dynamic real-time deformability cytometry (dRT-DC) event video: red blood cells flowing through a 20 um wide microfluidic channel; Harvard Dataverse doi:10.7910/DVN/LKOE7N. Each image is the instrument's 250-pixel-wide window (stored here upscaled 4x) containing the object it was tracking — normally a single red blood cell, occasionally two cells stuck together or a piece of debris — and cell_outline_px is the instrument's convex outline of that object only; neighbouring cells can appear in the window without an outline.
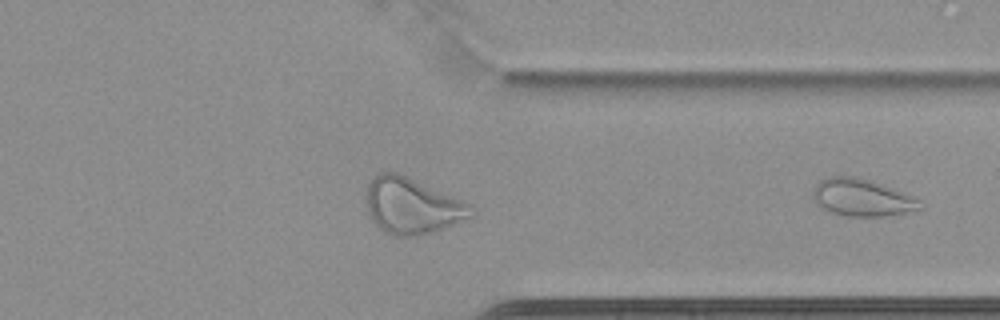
{"species": "common noctule bat (a hibernating species)", "species_latin": "Nyctalus noctula", "temperature_condition": "cold", "stored_images_in_passage": 45, "camera_frame_rate_fps": 3000, "um_per_image_px": 0.085, "animal": {"sex": "female", "body_mass_g": 22.7, "forearm_length_mm": 54.2}, "frame": {"image": 1, "passage_image": 45, "time_ms": 14.667, "image_size_px": [1000, 320], "cell_outline_px": [[920, 208], [904, 212], [884, 216], [848, 216], [832, 212], [820, 208], [812, 200], [812, 192], [816, 184], [824, 176], [856, 176], [916, 196]], "centroid_in_image_um": [73.17, 16.78], "position_along_channel_um": 338.2, "area_um2": 23.12}}